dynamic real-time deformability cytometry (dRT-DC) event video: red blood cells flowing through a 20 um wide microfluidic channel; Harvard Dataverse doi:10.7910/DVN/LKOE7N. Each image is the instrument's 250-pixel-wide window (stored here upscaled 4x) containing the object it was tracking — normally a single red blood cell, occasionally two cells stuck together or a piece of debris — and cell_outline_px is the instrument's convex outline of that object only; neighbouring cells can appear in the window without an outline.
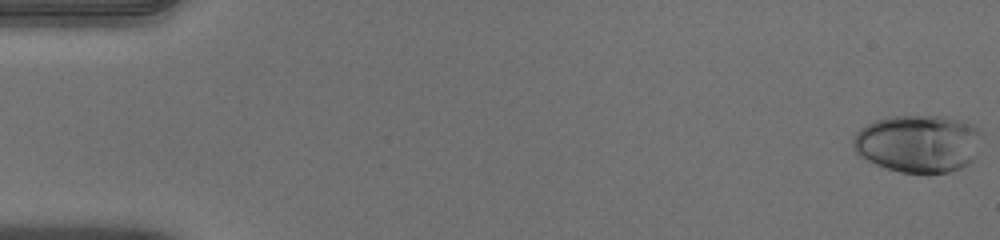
{"species": "human", "species_latin": "Homo sapiens", "temperature_condition": "warm", "stored_images_in_passage": 52, "camera_frame_rate_fps": 3000, "um_per_image_px": 0.085, "donor": {"sex": "male"}, "frame": {"image": 1, "passage_image": 1, "time_ms": 0.0, "image_size_px": [1000, 240], "cell_outline_px": [[980, 136], [976, 156], [968, 164], [960, 168], [948, 172], [928, 176], [900, 172], [876, 164], [860, 156], [852, 148], [852, 140], [856, 132], [860, 128], [876, 120], [892, 116], [940, 116], [960, 120], [972, 124], [980, 128]], "centroid_in_image_um": [78.05, 12.23], "position_along_channel_um": 7.0, "area_um2": 43.75}}
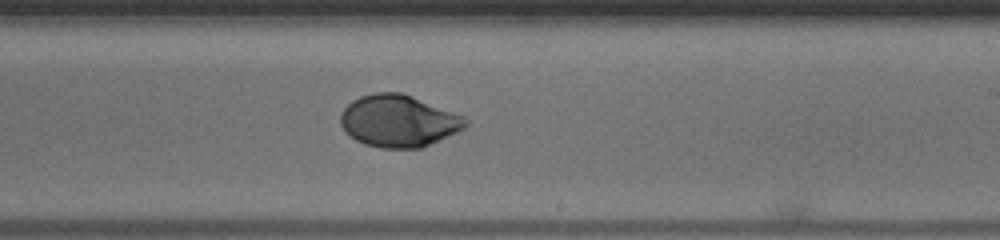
{"frame": {"image": 2, "passage_image": 32, "time_ms": 10.333, "image_size_px": [1000, 240], "cell_outline_px": [[468, 124], [464, 128], [456, 132], [420, 148], [380, 148], [364, 144], [356, 140], [344, 132], [340, 124], [340, 112], [352, 100], [360, 96], [372, 92], [400, 92], [412, 96], [464, 116], [468, 120]], "centroid_in_image_um": [33.83, 10.27], "position_along_channel_um": 255.2, "area_um2": 37.92}}
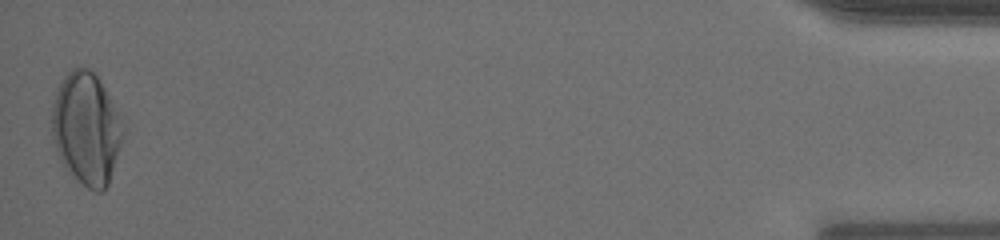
{"frame": {"image": 3, "passage_image": 52, "time_ms": 17.0, "image_size_px": [1000, 240], "cell_outline_px": [[124, 136], [108, 184], [100, 192], [96, 192], [88, 188], [68, 172], [60, 160], [52, 136], [52, 104], [56, 88], [64, 76], [72, 68], [88, 68], [100, 80], [124, 132]], "centroid_in_image_um": [7.29, 10.94], "position_along_channel_um": 427.9, "area_um2": 45.72}, "authors_computed_cell_mechanics": {"area_um2": 38.3503, "velocity_mm_per_s": 3.9628, "shape_relaxation_time_tau1_ms": 4.2654, "shape_relaxation_time_tau2_ms": 0.7637, "deformation_change_tau1": 0.1965, "deformation_change_tau2": 0.0301}}